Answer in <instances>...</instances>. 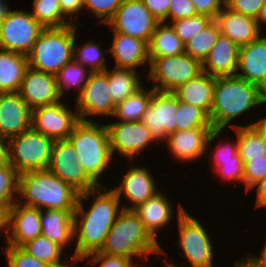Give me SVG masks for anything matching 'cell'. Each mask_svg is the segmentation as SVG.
Masks as SVG:
<instances>
[{"label": "cell", "instance_id": "36", "mask_svg": "<svg viewBox=\"0 0 266 267\" xmlns=\"http://www.w3.org/2000/svg\"><path fill=\"white\" fill-rule=\"evenodd\" d=\"M219 35V26L213 19L202 31L184 45L185 53L202 63Z\"/></svg>", "mask_w": 266, "mask_h": 267}, {"label": "cell", "instance_id": "1", "mask_svg": "<svg viewBox=\"0 0 266 267\" xmlns=\"http://www.w3.org/2000/svg\"><path fill=\"white\" fill-rule=\"evenodd\" d=\"M101 189H104L103 185L78 196L73 216L74 238L77 239L74 256L71 258L73 263L83 256L101 250L110 228L121 211L119 209L121 201L116 193L111 189L101 193ZM89 196H94L95 200L85 212L82 200H89Z\"/></svg>", "mask_w": 266, "mask_h": 267}, {"label": "cell", "instance_id": "18", "mask_svg": "<svg viewBox=\"0 0 266 267\" xmlns=\"http://www.w3.org/2000/svg\"><path fill=\"white\" fill-rule=\"evenodd\" d=\"M18 93L31 110L61 100L55 75L30 67L25 71Z\"/></svg>", "mask_w": 266, "mask_h": 267}, {"label": "cell", "instance_id": "32", "mask_svg": "<svg viewBox=\"0 0 266 267\" xmlns=\"http://www.w3.org/2000/svg\"><path fill=\"white\" fill-rule=\"evenodd\" d=\"M154 91L153 88L149 91L143 86L136 93L116 104L112 116H116L121 122L141 121Z\"/></svg>", "mask_w": 266, "mask_h": 267}, {"label": "cell", "instance_id": "42", "mask_svg": "<svg viewBox=\"0 0 266 267\" xmlns=\"http://www.w3.org/2000/svg\"><path fill=\"white\" fill-rule=\"evenodd\" d=\"M244 184L246 191L255 188L266 177V155L264 157L251 158L244 164Z\"/></svg>", "mask_w": 266, "mask_h": 267}, {"label": "cell", "instance_id": "11", "mask_svg": "<svg viewBox=\"0 0 266 267\" xmlns=\"http://www.w3.org/2000/svg\"><path fill=\"white\" fill-rule=\"evenodd\" d=\"M48 170L79 194L98 187L78 162L75 148L68 139L54 141Z\"/></svg>", "mask_w": 266, "mask_h": 267}, {"label": "cell", "instance_id": "35", "mask_svg": "<svg viewBox=\"0 0 266 267\" xmlns=\"http://www.w3.org/2000/svg\"><path fill=\"white\" fill-rule=\"evenodd\" d=\"M21 248L29 255L52 267H71L69 263L66 265L61 260V254L64 249L42 234L24 243Z\"/></svg>", "mask_w": 266, "mask_h": 267}, {"label": "cell", "instance_id": "49", "mask_svg": "<svg viewBox=\"0 0 266 267\" xmlns=\"http://www.w3.org/2000/svg\"><path fill=\"white\" fill-rule=\"evenodd\" d=\"M195 6L197 14H204L215 19L222 8L225 6V0H191Z\"/></svg>", "mask_w": 266, "mask_h": 267}, {"label": "cell", "instance_id": "13", "mask_svg": "<svg viewBox=\"0 0 266 267\" xmlns=\"http://www.w3.org/2000/svg\"><path fill=\"white\" fill-rule=\"evenodd\" d=\"M76 103L75 107L80 121H93L86 119L88 115H113L115 104L111 98L108 69L89 74L84 89L77 95Z\"/></svg>", "mask_w": 266, "mask_h": 267}, {"label": "cell", "instance_id": "3", "mask_svg": "<svg viewBox=\"0 0 266 267\" xmlns=\"http://www.w3.org/2000/svg\"><path fill=\"white\" fill-rule=\"evenodd\" d=\"M18 194L23 205L43 210H75L79 193L48 169L19 175ZM26 199V200H25Z\"/></svg>", "mask_w": 266, "mask_h": 267}, {"label": "cell", "instance_id": "55", "mask_svg": "<svg viewBox=\"0 0 266 267\" xmlns=\"http://www.w3.org/2000/svg\"><path fill=\"white\" fill-rule=\"evenodd\" d=\"M11 166L9 162V143L0 137V167Z\"/></svg>", "mask_w": 266, "mask_h": 267}, {"label": "cell", "instance_id": "28", "mask_svg": "<svg viewBox=\"0 0 266 267\" xmlns=\"http://www.w3.org/2000/svg\"><path fill=\"white\" fill-rule=\"evenodd\" d=\"M165 196L158 191L147 202L133 209L144 224L145 229L155 240H157L156 232L159 231L158 229L164 228L172 221L173 210L171 208L173 206L170 205Z\"/></svg>", "mask_w": 266, "mask_h": 267}, {"label": "cell", "instance_id": "19", "mask_svg": "<svg viewBox=\"0 0 266 267\" xmlns=\"http://www.w3.org/2000/svg\"><path fill=\"white\" fill-rule=\"evenodd\" d=\"M32 110L18 92L0 93V137L11 139L31 128Z\"/></svg>", "mask_w": 266, "mask_h": 267}, {"label": "cell", "instance_id": "27", "mask_svg": "<svg viewBox=\"0 0 266 267\" xmlns=\"http://www.w3.org/2000/svg\"><path fill=\"white\" fill-rule=\"evenodd\" d=\"M74 211L75 210H40L41 234L59 245L62 249L66 245L72 243L71 241H74Z\"/></svg>", "mask_w": 266, "mask_h": 267}, {"label": "cell", "instance_id": "57", "mask_svg": "<svg viewBox=\"0 0 266 267\" xmlns=\"http://www.w3.org/2000/svg\"><path fill=\"white\" fill-rule=\"evenodd\" d=\"M250 259H252L256 264H258L260 267H266V242L262 251L261 258L255 257L253 254L249 256Z\"/></svg>", "mask_w": 266, "mask_h": 267}, {"label": "cell", "instance_id": "20", "mask_svg": "<svg viewBox=\"0 0 266 267\" xmlns=\"http://www.w3.org/2000/svg\"><path fill=\"white\" fill-rule=\"evenodd\" d=\"M236 76L257 85L266 93V36L239 47Z\"/></svg>", "mask_w": 266, "mask_h": 267}, {"label": "cell", "instance_id": "38", "mask_svg": "<svg viewBox=\"0 0 266 267\" xmlns=\"http://www.w3.org/2000/svg\"><path fill=\"white\" fill-rule=\"evenodd\" d=\"M199 127H213L209 115L197 106L178 101L176 131Z\"/></svg>", "mask_w": 266, "mask_h": 267}, {"label": "cell", "instance_id": "33", "mask_svg": "<svg viewBox=\"0 0 266 267\" xmlns=\"http://www.w3.org/2000/svg\"><path fill=\"white\" fill-rule=\"evenodd\" d=\"M33 9L30 11L31 16L44 28H61L75 24L72 16L69 19L64 16L59 0H34Z\"/></svg>", "mask_w": 266, "mask_h": 267}, {"label": "cell", "instance_id": "52", "mask_svg": "<svg viewBox=\"0 0 266 267\" xmlns=\"http://www.w3.org/2000/svg\"><path fill=\"white\" fill-rule=\"evenodd\" d=\"M60 7L65 16L78 14L83 9V0H59Z\"/></svg>", "mask_w": 266, "mask_h": 267}, {"label": "cell", "instance_id": "56", "mask_svg": "<svg viewBox=\"0 0 266 267\" xmlns=\"http://www.w3.org/2000/svg\"><path fill=\"white\" fill-rule=\"evenodd\" d=\"M261 136L263 142L266 144V117L251 124Z\"/></svg>", "mask_w": 266, "mask_h": 267}, {"label": "cell", "instance_id": "15", "mask_svg": "<svg viewBox=\"0 0 266 267\" xmlns=\"http://www.w3.org/2000/svg\"><path fill=\"white\" fill-rule=\"evenodd\" d=\"M178 100L172 92L154 91L142 123L158 141L176 131Z\"/></svg>", "mask_w": 266, "mask_h": 267}, {"label": "cell", "instance_id": "6", "mask_svg": "<svg viewBox=\"0 0 266 267\" xmlns=\"http://www.w3.org/2000/svg\"><path fill=\"white\" fill-rule=\"evenodd\" d=\"M76 30V24L61 28H45L27 55L28 66L55 75L73 59Z\"/></svg>", "mask_w": 266, "mask_h": 267}, {"label": "cell", "instance_id": "54", "mask_svg": "<svg viewBox=\"0 0 266 267\" xmlns=\"http://www.w3.org/2000/svg\"><path fill=\"white\" fill-rule=\"evenodd\" d=\"M257 198L255 207H266V177L262 179L257 185Z\"/></svg>", "mask_w": 266, "mask_h": 267}, {"label": "cell", "instance_id": "9", "mask_svg": "<svg viewBox=\"0 0 266 267\" xmlns=\"http://www.w3.org/2000/svg\"><path fill=\"white\" fill-rule=\"evenodd\" d=\"M45 28L30 14L21 10L7 11L0 23V50L28 55Z\"/></svg>", "mask_w": 266, "mask_h": 267}, {"label": "cell", "instance_id": "46", "mask_svg": "<svg viewBox=\"0 0 266 267\" xmlns=\"http://www.w3.org/2000/svg\"><path fill=\"white\" fill-rule=\"evenodd\" d=\"M91 257V258H90ZM88 264H100L98 267H132L133 261L130 258L116 255H109L102 252H94L90 255L83 256L79 258L76 262L80 260L87 259Z\"/></svg>", "mask_w": 266, "mask_h": 267}, {"label": "cell", "instance_id": "14", "mask_svg": "<svg viewBox=\"0 0 266 267\" xmlns=\"http://www.w3.org/2000/svg\"><path fill=\"white\" fill-rule=\"evenodd\" d=\"M79 121L76 110L71 111L66 104L58 101L33 109L31 127L53 141H59L67 139Z\"/></svg>", "mask_w": 266, "mask_h": 267}, {"label": "cell", "instance_id": "51", "mask_svg": "<svg viewBox=\"0 0 266 267\" xmlns=\"http://www.w3.org/2000/svg\"><path fill=\"white\" fill-rule=\"evenodd\" d=\"M171 0H142L146 8L158 22H165L168 16Z\"/></svg>", "mask_w": 266, "mask_h": 267}, {"label": "cell", "instance_id": "61", "mask_svg": "<svg viewBox=\"0 0 266 267\" xmlns=\"http://www.w3.org/2000/svg\"><path fill=\"white\" fill-rule=\"evenodd\" d=\"M164 261H165V263H167V264H166L167 267H177L176 265H174V264H172V263H169L167 259L164 260Z\"/></svg>", "mask_w": 266, "mask_h": 267}, {"label": "cell", "instance_id": "59", "mask_svg": "<svg viewBox=\"0 0 266 267\" xmlns=\"http://www.w3.org/2000/svg\"><path fill=\"white\" fill-rule=\"evenodd\" d=\"M235 267H260L258 264H256L250 257H248L247 262L243 259V261H235Z\"/></svg>", "mask_w": 266, "mask_h": 267}, {"label": "cell", "instance_id": "24", "mask_svg": "<svg viewBox=\"0 0 266 267\" xmlns=\"http://www.w3.org/2000/svg\"><path fill=\"white\" fill-rule=\"evenodd\" d=\"M153 176L146 168L131 167L124 175L122 184L112 189L120 199L122 193L131 201V207L122 206V209L133 210L140 204L147 202L158 191Z\"/></svg>", "mask_w": 266, "mask_h": 267}, {"label": "cell", "instance_id": "25", "mask_svg": "<svg viewBox=\"0 0 266 267\" xmlns=\"http://www.w3.org/2000/svg\"><path fill=\"white\" fill-rule=\"evenodd\" d=\"M112 46L107 49L115 59V67L136 70L149 63L148 43L120 32L113 31Z\"/></svg>", "mask_w": 266, "mask_h": 267}, {"label": "cell", "instance_id": "31", "mask_svg": "<svg viewBox=\"0 0 266 267\" xmlns=\"http://www.w3.org/2000/svg\"><path fill=\"white\" fill-rule=\"evenodd\" d=\"M137 73L138 71L129 68L115 67L108 70L111 98L115 105L143 87Z\"/></svg>", "mask_w": 266, "mask_h": 267}, {"label": "cell", "instance_id": "16", "mask_svg": "<svg viewBox=\"0 0 266 267\" xmlns=\"http://www.w3.org/2000/svg\"><path fill=\"white\" fill-rule=\"evenodd\" d=\"M112 155L114 151L132 159L150 143L158 142L142 121L116 122L106 125Z\"/></svg>", "mask_w": 266, "mask_h": 267}, {"label": "cell", "instance_id": "23", "mask_svg": "<svg viewBox=\"0 0 266 267\" xmlns=\"http://www.w3.org/2000/svg\"><path fill=\"white\" fill-rule=\"evenodd\" d=\"M239 47L220 34L203 60L202 71L213 77L236 76Z\"/></svg>", "mask_w": 266, "mask_h": 267}, {"label": "cell", "instance_id": "30", "mask_svg": "<svg viewBox=\"0 0 266 267\" xmlns=\"http://www.w3.org/2000/svg\"><path fill=\"white\" fill-rule=\"evenodd\" d=\"M184 52V43L176 35L173 27L159 22L148 43L149 58L175 56Z\"/></svg>", "mask_w": 266, "mask_h": 267}, {"label": "cell", "instance_id": "34", "mask_svg": "<svg viewBox=\"0 0 266 267\" xmlns=\"http://www.w3.org/2000/svg\"><path fill=\"white\" fill-rule=\"evenodd\" d=\"M230 126L237 134L238 153L245 164L251 158L264 157L266 155V144L252 125Z\"/></svg>", "mask_w": 266, "mask_h": 267}, {"label": "cell", "instance_id": "22", "mask_svg": "<svg viewBox=\"0 0 266 267\" xmlns=\"http://www.w3.org/2000/svg\"><path fill=\"white\" fill-rule=\"evenodd\" d=\"M214 20L219 26L220 34L227 36L238 47L256 40L261 34L255 18L235 12L226 6Z\"/></svg>", "mask_w": 266, "mask_h": 267}, {"label": "cell", "instance_id": "29", "mask_svg": "<svg viewBox=\"0 0 266 267\" xmlns=\"http://www.w3.org/2000/svg\"><path fill=\"white\" fill-rule=\"evenodd\" d=\"M28 67L26 55L0 50V93L18 92Z\"/></svg>", "mask_w": 266, "mask_h": 267}, {"label": "cell", "instance_id": "45", "mask_svg": "<svg viewBox=\"0 0 266 267\" xmlns=\"http://www.w3.org/2000/svg\"><path fill=\"white\" fill-rule=\"evenodd\" d=\"M215 173L219 174L222 180H232L244 183V163L242 160H227L214 162ZM216 168V169H215Z\"/></svg>", "mask_w": 266, "mask_h": 267}, {"label": "cell", "instance_id": "10", "mask_svg": "<svg viewBox=\"0 0 266 267\" xmlns=\"http://www.w3.org/2000/svg\"><path fill=\"white\" fill-rule=\"evenodd\" d=\"M179 245L192 267H213V247L210 236L196 218L178 206Z\"/></svg>", "mask_w": 266, "mask_h": 267}, {"label": "cell", "instance_id": "4", "mask_svg": "<svg viewBox=\"0 0 266 267\" xmlns=\"http://www.w3.org/2000/svg\"><path fill=\"white\" fill-rule=\"evenodd\" d=\"M99 252L130 259L143 255L147 259L154 253L167 255L157 240L145 229L134 210L126 209H121Z\"/></svg>", "mask_w": 266, "mask_h": 267}, {"label": "cell", "instance_id": "2", "mask_svg": "<svg viewBox=\"0 0 266 267\" xmlns=\"http://www.w3.org/2000/svg\"><path fill=\"white\" fill-rule=\"evenodd\" d=\"M263 103L266 93L257 85L238 76L215 77L211 125L223 130L234 118Z\"/></svg>", "mask_w": 266, "mask_h": 267}, {"label": "cell", "instance_id": "48", "mask_svg": "<svg viewBox=\"0 0 266 267\" xmlns=\"http://www.w3.org/2000/svg\"><path fill=\"white\" fill-rule=\"evenodd\" d=\"M197 15L191 0H171L167 19L175 21Z\"/></svg>", "mask_w": 266, "mask_h": 267}, {"label": "cell", "instance_id": "60", "mask_svg": "<svg viewBox=\"0 0 266 267\" xmlns=\"http://www.w3.org/2000/svg\"><path fill=\"white\" fill-rule=\"evenodd\" d=\"M8 4L6 2H0V23L5 19L8 11Z\"/></svg>", "mask_w": 266, "mask_h": 267}, {"label": "cell", "instance_id": "58", "mask_svg": "<svg viewBox=\"0 0 266 267\" xmlns=\"http://www.w3.org/2000/svg\"><path fill=\"white\" fill-rule=\"evenodd\" d=\"M256 20H257V24H258L259 29L261 28L260 25L262 23L266 24V0L263 3V6L261 7L260 12H259Z\"/></svg>", "mask_w": 266, "mask_h": 267}, {"label": "cell", "instance_id": "21", "mask_svg": "<svg viewBox=\"0 0 266 267\" xmlns=\"http://www.w3.org/2000/svg\"><path fill=\"white\" fill-rule=\"evenodd\" d=\"M19 198L11 208L10 235L6 246L21 247L41 235L40 209L22 204Z\"/></svg>", "mask_w": 266, "mask_h": 267}, {"label": "cell", "instance_id": "7", "mask_svg": "<svg viewBox=\"0 0 266 267\" xmlns=\"http://www.w3.org/2000/svg\"><path fill=\"white\" fill-rule=\"evenodd\" d=\"M9 162L20 175L48 169L54 141L32 127L8 140Z\"/></svg>", "mask_w": 266, "mask_h": 267}, {"label": "cell", "instance_id": "37", "mask_svg": "<svg viewBox=\"0 0 266 267\" xmlns=\"http://www.w3.org/2000/svg\"><path fill=\"white\" fill-rule=\"evenodd\" d=\"M86 69L88 68L72 59L55 74L57 88L61 97L64 95L65 89L68 90L73 86L78 89L79 94L82 92L91 73L90 70L87 71ZM86 72L88 76H86Z\"/></svg>", "mask_w": 266, "mask_h": 267}, {"label": "cell", "instance_id": "40", "mask_svg": "<svg viewBox=\"0 0 266 267\" xmlns=\"http://www.w3.org/2000/svg\"><path fill=\"white\" fill-rule=\"evenodd\" d=\"M213 19L204 14H197L189 18L178 19L170 22L176 35L184 45L197 33L202 31Z\"/></svg>", "mask_w": 266, "mask_h": 267}, {"label": "cell", "instance_id": "53", "mask_svg": "<svg viewBox=\"0 0 266 267\" xmlns=\"http://www.w3.org/2000/svg\"><path fill=\"white\" fill-rule=\"evenodd\" d=\"M11 208L12 206H0V231L5 232L6 243L10 235Z\"/></svg>", "mask_w": 266, "mask_h": 267}, {"label": "cell", "instance_id": "50", "mask_svg": "<svg viewBox=\"0 0 266 267\" xmlns=\"http://www.w3.org/2000/svg\"><path fill=\"white\" fill-rule=\"evenodd\" d=\"M232 143V144H231ZM215 153L213 152V160L214 162H222L227 160H241V157L238 153V143L236 142H228V143H222L218 144L216 146Z\"/></svg>", "mask_w": 266, "mask_h": 267}, {"label": "cell", "instance_id": "43", "mask_svg": "<svg viewBox=\"0 0 266 267\" xmlns=\"http://www.w3.org/2000/svg\"><path fill=\"white\" fill-rule=\"evenodd\" d=\"M4 253L8 260V267H52L29 255L21 247L7 246Z\"/></svg>", "mask_w": 266, "mask_h": 267}, {"label": "cell", "instance_id": "8", "mask_svg": "<svg viewBox=\"0 0 266 267\" xmlns=\"http://www.w3.org/2000/svg\"><path fill=\"white\" fill-rule=\"evenodd\" d=\"M149 64V80L160 84L153 85L155 91L172 92L202 72L201 62L185 52L175 56L149 58Z\"/></svg>", "mask_w": 266, "mask_h": 267}, {"label": "cell", "instance_id": "41", "mask_svg": "<svg viewBox=\"0 0 266 267\" xmlns=\"http://www.w3.org/2000/svg\"><path fill=\"white\" fill-rule=\"evenodd\" d=\"M18 186L19 174L15 169L12 166L0 167V206H13L18 201L14 197L18 194Z\"/></svg>", "mask_w": 266, "mask_h": 267}, {"label": "cell", "instance_id": "12", "mask_svg": "<svg viewBox=\"0 0 266 267\" xmlns=\"http://www.w3.org/2000/svg\"><path fill=\"white\" fill-rule=\"evenodd\" d=\"M158 21L142 0H122L116 13L108 21L111 29L149 43Z\"/></svg>", "mask_w": 266, "mask_h": 267}, {"label": "cell", "instance_id": "5", "mask_svg": "<svg viewBox=\"0 0 266 267\" xmlns=\"http://www.w3.org/2000/svg\"><path fill=\"white\" fill-rule=\"evenodd\" d=\"M75 148L78 162L86 174L98 185L99 177L112 160L106 125L94 121H79L67 138Z\"/></svg>", "mask_w": 266, "mask_h": 267}, {"label": "cell", "instance_id": "47", "mask_svg": "<svg viewBox=\"0 0 266 267\" xmlns=\"http://www.w3.org/2000/svg\"><path fill=\"white\" fill-rule=\"evenodd\" d=\"M264 2L265 0H225V6L256 19Z\"/></svg>", "mask_w": 266, "mask_h": 267}, {"label": "cell", "instance_id": "44", "mask_svg": "<svg viewBox=\"0 0 266 267\" xmlns=\"http://www.w3.org/2000/svg\"><path fill=\"white\" fill-rule=\"evenodd\" d=\"M122 0H83V9L89 8L98 17L101 24H107L121 5Z\"/></svg>", "mask_w": 266, "mask_h": 267}, {"label": "cell", "instance_id": "39", "mask_svg": "<svg viewBox=\"0 0 266 267\" xmlns=\"http://www.w3.org/2000/svg\"><path fill=\"white\" fill-rule=\"evenodd\" d=\"M74 39L73 44V59L82 64L84 67H90L91 72H102L107 69L105 63V57L102 49H100L101 44H96L95 42L88 41L84 45L78 47Z\"/></svg>", "mask_w": 266, "mask_h": 267}, {"label": "cell", "instance_id": "17", "mask_svg": "<svg viewBox=\"0 0 266 267\" xmlns=\"http://www.w3.org/2000/svg\"><path fill=\"white\" fill-rule=\"evenodd\" d=\"M222 130L213 127H199L175 131L164 140L169 152L178 160L194 161L206 153L208 145Z\"/></svg>", "mask_w": 266, "mask_h": 267}, {"label": "cell", "instance_id": "26", "mask_svg": "<svg viewBox=\"0 0 266 267\" xmlns=\"http://www.w3.org/2000/svg\"><path fill=\"white\" fill-rule=\"evenodd\" d=\"M215 77L201 72L195 78L179 85L172 93L178 101L203 109L210 117L213 104Z\"/></svg>", "mask_w": 266, "mask_h": 267}]
</instances>
